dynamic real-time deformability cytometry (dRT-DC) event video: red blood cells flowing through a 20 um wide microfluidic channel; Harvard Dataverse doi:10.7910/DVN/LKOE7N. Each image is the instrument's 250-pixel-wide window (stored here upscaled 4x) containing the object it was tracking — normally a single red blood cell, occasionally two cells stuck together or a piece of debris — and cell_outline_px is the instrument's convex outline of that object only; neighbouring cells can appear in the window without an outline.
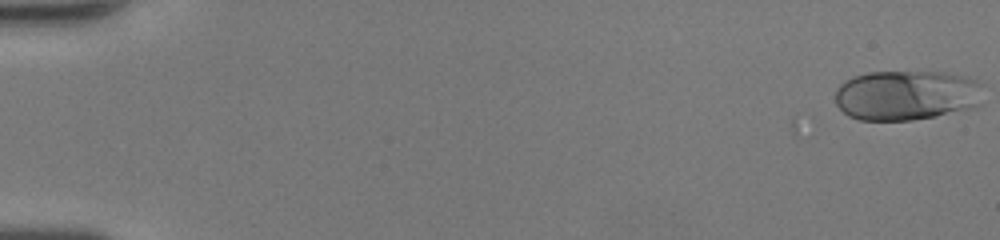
{"species": "human", "species_latin": "Homo sapiens", "temperature_condition": "room temperature", "stored_images_in_passage": 16, "camera_frame_rate_fps": 3000, "um_per_image_px": 0.085, "donor": {"sex": "female"}, "frame": {"image": 1, "passage_image": 1, "time_ms": 0.0, "image_size_px": [1000, 240], "cell_outline_px": [[984, 84], [980, 104], [968, 108], [936, 116], [912, 120], [860, 120], [848, 116], [836, 104], [836, 88], [844, 80], [852, 76], [868, 72], [940, 72], [972, 80]], "centroid_in_image_um": [77.0, 8.1], "position_along_channel_um": 8.0, "area_um2": 43.06}}
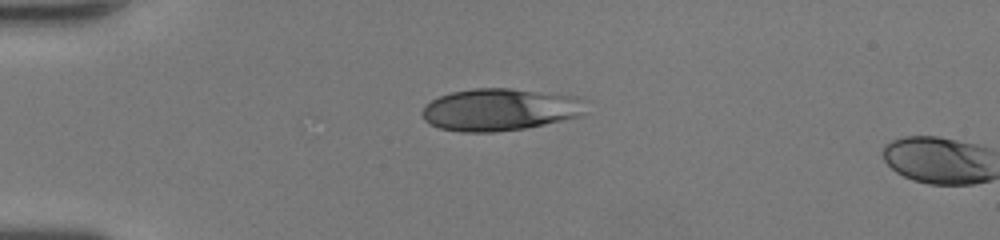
{"frame": {"image": 2, "passage_image": 14, "time_ms": 4.333, "image_size_px": [1000, 240], "cell_outline_px": [[588, 112], [580, 116], [544, 124], [524, 128], [496, 132], [460, 132], [440, 128], [428, 124], [424, 120], [420, 112], [432, 100], [440, 96], [452, 92], [472, 88], [508, 88], [576, 96]], "centroid_in_image_um": [42.44, 9.32], "position_along_channel_um": 42.6, "area_um2": 40.11}}